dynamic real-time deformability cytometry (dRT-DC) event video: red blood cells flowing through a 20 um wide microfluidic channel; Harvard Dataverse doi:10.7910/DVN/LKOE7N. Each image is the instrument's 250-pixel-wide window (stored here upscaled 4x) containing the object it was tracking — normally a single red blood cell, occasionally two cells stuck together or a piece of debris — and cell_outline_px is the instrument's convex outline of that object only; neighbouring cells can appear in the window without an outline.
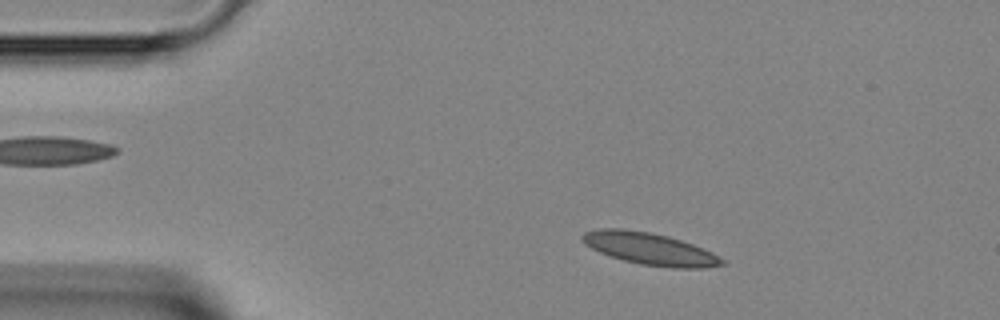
{"species": "Egyptian fruit bat (a non-hibernating species)", "species_latin": "Rousettus aegyptiacus", "temperature_condition": "room temperature", "stored_images_in_passage": 37, "camera_frame_rate_fps": 3000, "um_per_image_px": 0.085, "animal": {"sex": "female"}, "frame": {"image": 1, "passage_image": 5, "time_ms": 1.333, "image_size_px": [1000, 320], "cell_outline_px": [[728, 264], [704, 268], [672, 268], [640, 264], [624, 260], [600, 252], [584, 244], [580, 240], [580, 236], [584, 232], [600, 228], [620, 228], [652, 232], [668, 236], [692, 244], [712, 252], [724, 260]], "centroid_in_image_um": [55.23, 21.14], "position_along_channel_um": 29.8, "area_um2": 26.18}}
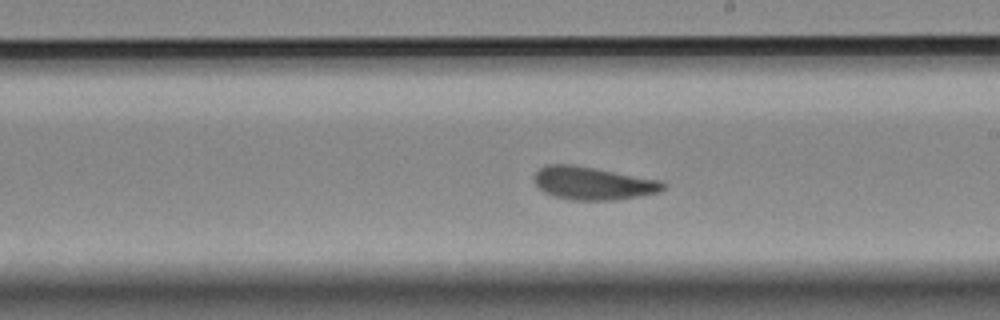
{"frame": {"image": 2, "passage_image": 23, "time_ms": 7.333, "image_size_px": [1000, 320], "cell_outline_px": [[668, 184], [660, 192], [640, 196], [612, 200], [568, 200], [552, 196], [544, 192], [536, 184], [536, 172], [544, 164], [572, 164], [664, 180]], "centroid_in_image_um": [50.46, 15.57], "position_along_channel_um": 238.5, "area_um2": 25.03}}
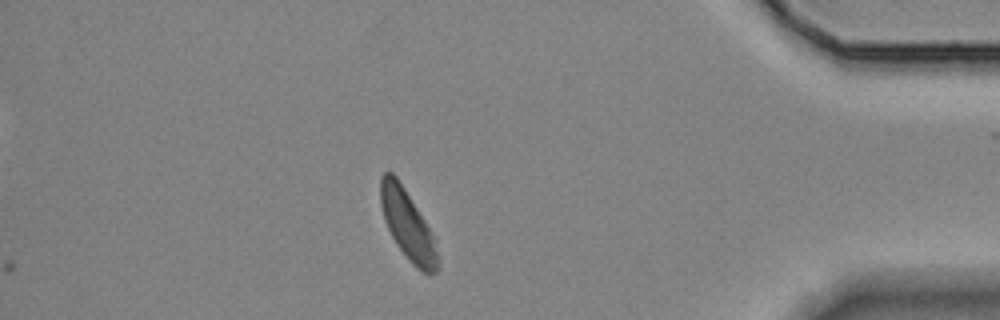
{"frame": {"image": 3, "passage_image": 37, "time_ms": 12.0, "image_size_px": [1000, 320], "cell_outline_px": [[436, 272], [432, 276], [428, 276], [416, 268], [408, 260], [396, 244], [384, 220], [380, 204], [380, 176], [384, 172], [392, 172], [396, 176], [404, 188], [424, 220], [432, 236], [436, 252]], "centroid_in_image_um": [34.59, 19.11], "position_along_channel_um": 400.6, "area_um2": 22.6}}